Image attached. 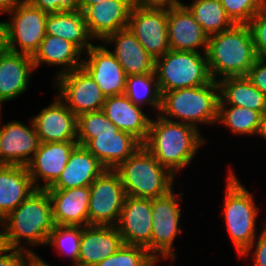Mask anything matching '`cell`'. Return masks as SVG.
Listing matches in <instances>:
<instances>
[{"instance_id": "cell-7", "label": "cell", "mask_w": 266, "mask_h": 266, "mask_svg": "<svg viewBox=\"0 0 266 266\" xmlns=\"http://www.w3.org/2000/svg\"><path fill=\"white\" fill-rule=\"evenodd\" d=\"M115 171L119 174L126 196L154 199L174 189L176 176L141 145Z\"/></svg>"}, {"instance_id": "cell-27", "label": "cell", "mask_w": 266, "mask_h": 266, "mask_svg": "<svg viewBox=\"0 0 266 266\" xmlns=\"http://www.w3.org/2000/svg\"><path fill=\"white\" fill-rule=\"evenodd\" d=\"M106 168L83 145L77 144L65 169L58 179L47 189H70L90 186Z\"/></svg>"}, {"instance_id": "cell-36", "label": "cell", "mask_w": 266, "mask_h": 266, "mask_svg": "<svg viewBox=\"0 0 266 266\" xmlns=\"http://www.w3.org/2000/svg\"><path fill=\"white\" fill-rule=\"evenodd\" d=\"M227 16L234 24H248L266 6V0H220Z\"/></svg>"}, {"instance_id": "cell-47", "label": "cell", "mask_w": 266, "mask_h": 266, "mask_svg": "<svg viewBox=\"0 0 266 266\" xmlns=\"http://www.w3.org/2000/svg\"><path fill=\"white\" fill-rule=\"evenodd\" d=\"M103 1H106V0H80L79 10L83 11L87 6H91V5H94L96 3L103 2Z\"/></svg>"}, {"instance_id": "cell-6", "label": "cell", "mask_w": 266, "mask_h": 266, "mask_svg": "<svg viewBox=\"0 0 266 266\" xmlns=\"http://www.w3.org/2000/svg\"><path fill=\"white\" fill-rule=\"evenodd\" d=\"M219 87L217 81L163 92L159 115L175 122L192 125L199 132L200 125L217 123Z\"/></svg>"}, {"instance_id": "cell-19", "label": "cell", "mask_w": 266, "mask_h": 266, "mask_svg": "<svg viewBox=\"0 0 266 266\" xmlns=\"http://www.w3.org/2000/svg\"><path fill=\"white\" fill-rule=\"evenodd\" d=\"M133 0H106L87 6L83 11L89 34L97 42L126 29Z\"/></svg>"}, {"instance_id": "cell-15", "label": "cell", "mask_w": 266, "mask_h": 266, "mask_svg": "<svg viewBox=\"0 0 266 266\" xmlns=\"http://www.w3.org/2000/svg\"><path fill=\"white\" fill-rule=\"evenodd\" d=\"M82 67L92 76L106 96L123 95L126 88L125 71L109 47L103 42L85 52Z\"/></svg>"}, {"instance_id": "cell-24", "label": "cell", "mask_w": 266, "mask_h": 266, "mask_svg": "<svg viewBox=\"0 0 266 266\" xmlns=\"http://www.w3.org/2000/svg\"><path fill=\"white\" fill-rule=\"evenodd\" d=\"M103 43L106 46L114 45L111 52L127 76L155 73L154 58L146 52L128 28L109 35Z\"/></svg>"}, {"instance_id": "cell-1", "label": "cell", "mask_w": 266, "mask_h": 266, "mask_svg": "<svg viewBox=\"0 0 266 266\" xmlns=\"http://www.w3.org/2000/svg\"><path fill=\"white\" fill-rule=\"evenodd\" d=\"M54 226L49 194L46 189H36L3 218L1 245L37 255L32 249L40 245L46 246Z\"/></svg>"}, {"instance_id": "cell-28", "label": "cell", "mask_w": 266, "mask_h": 266, "mask_svg": "<svg viewBox=\"0 0 266 266\" xmlns=\"http://www.w3.org/2000/svg\"><path fill=\"white\" fill-rule=\"evenodd\" d=\"M36 188L26 166L0 167V216L5 218Z\"/></svg>"}, {"instance_id": "cell-17", "label": "cell", "mask_w": 266, "mask_h": 266, "mask_svg": "<svg viewBox=\"0 0 266 266\" xmlns=\"http://www.w3.org/2000/svg\"><path fill=\"white\" fill-rule=\"evenodd\" d=\"M167 35L170 50L207 51L209 36L184 4L167 7Z\"/></svg>"}, {"instance_id": "cell-21", "label": "cell", "mask_w": 266, "mask_h": 266, "mask_svg": "<svg viewBox=\"0 0 266 266\" xmlns=\"http://www.w3.org/2000/svg\"><path fill=\"white\" fill-rule=\"evenodd\" d=\"M101 111L120 131L132 134L142 144L146 141L152 117L125 94L106 97Z\"/></svg>"}, {"instance_id": "cell-20", "label": "cell", "mask_w": 266, "mask_h": 266, "mask_svg": "<svg viewBox=\"0 0 266 266\" xmlns=\"http://www.w3.org/2000/svg\"><path fill=\"white\" fill-rule=\"evenodd\" d=\"M29 126L12 120L0 126V146L6 165L26 166L38 150L40 141L32 120Z\"/></svg>"}, {"instance_id": "cell-48", "label": "cell", "mask_w": 266, "mask_h": 266, "mask_svg": "<svg viewBox=\"0 0 266 266\" xmlns=\"http://www.w3.org/2000/svg\"><path fill=\"white\" fill-rule=\"evenodd\" d=\"M2 233H3V218L0 216V243L2 241Z\"/></svg>"}, {"instance_id": "cell-45", "label": "cell", "mask_w": 266, "mask_h": 266, "mask_svg": "<svg viewBox=\"0 0 266 266\" xmlns=\"http://www.w3.org/2000/svg\"><path fill=\"white\" fill-rule=\"evenodd\" d=\"M6 50V35L4 21L0 20V55Z\"/></svg>"}, {"instance_id": "cell-14", "label": "cell", "mask_w": 266, "mask_h": 266, "mask_svg": "<svg viewBox=\"0 0 266 266\" xmlns=\"http://www.w3.org/2000/svg\"><path fill=\"white\" fill-rule=\"evenodd\" d=\"M152 199L126 196L116 227L123 244L141 246L151 254Z\"/></svg>"}, {"instance_id": "cell-9", "label": "cell", "mask_w": 266, "mask_h": 266, "mask_svg": "<svg viewBox=\"0 0 266 266\" xmlns=\"http://www.w3.org/2000/svg\"><path fill=\"white\" fill-rule=\"evenodd\" d=\"M184 193L171 190L168 194L152 199L151 255L155 259H178L174 242L182 233L180 227L181 201Z\"/></svg>"}, {"instance_id": "cell-26", "label": "cell", "mask_w": 266, "mask_h": 266, "mask_svg": "<svg viewBox=\"0 0 266 266\" xmlns=\"http://www.w3.org/2000/svg\"><path fill=\"white\" fill-rule=\"evenodd\" d=\"M83 52L73 43L53 35H45L38 50L32 56L35 70L43 64L57 66L56 75L52 78L82 67Z\"/></svg>"}, {"instance_id": "cell-46", "label": "cell", "mask_w": 266, "mask_h": 266, "mask_svg": "<svg viewBox=\"0 0 266 266\" xmlns=\"http://www.w3.org/2000/svg\"><path fill=\"white\" fill-rule=\"evenodd\" d=\"M257 137L264 138L266 141V112H264L261 116L260 129Z\"/></svg>"}, {"instance_id": "cell-13", "label": "cell", "mask_w": 266, "mask_h": 266, "mask_svg": "<svg viewBox=\"0 0 266 266\" xmlns=\"http://www.w3.org/2000/svg\"><path fill=\"white\" fill-rule=\"evenodd\" d=\"M127 28L154 60L170 50L167 35V7L133 5Z\"/></svg>"}, {"instance_id": "cell-35", "label": "cell", "mask_w": 266, "mask_h": 266, "mask_svg": "<svg viewBox=\"0 0 266 266\" xmlns=\"http://www.w3.org/2000/svg\"><path fill=\"white\" fill-rule=\"evenodd\" d=\"M154 260L146 248L123 244L114 254L96 266H150Z\"/></svg>"}, {"instance_id": "cell-43", "label": "cell", "mask_w": 266, "mask_h": 266, "mask_svg": "<svg viewBox=\"0 0 266 266\" xmlns=\"http://www.w3.org/2000/svg\"><path fill=\"white\" fill-rule=\"evenodd\" d=\"M22 0H0V14H8L13 10Z\"/></svg>"}, {"instance_id": "cell-23", "label": "cell", "mask_w": 266, "mask_h": 266, "mask_svg": "<svg viewBox=\"0 0 266 266\" xmlns=\"http://www.w3.org/2000/svg\"><path fill=\"white\" fill-rule=\"evenodd\" d=\"M34 70L32 56L6 49L0 55V97L9 102L23 95Z\"/></svg>"}, {"instance_id": "cell-29", "label": "cell", "mask_w": 266, "mask_h": 266, "mask_svg": "<svg viewBox=\"0 0 266 266\" xmlns=\"http://www.w3.org/2000/svg\"><path fill=\"white\" fill-rule=\"evenodd\" d=\"M45 29L47 35L61 37L75 44L83 53L96 44L80 10L48 14Z\"/></svg>"}, {"instance_id": "cell-12", "label": "cell", "mask_w": 266, "mask_h": 266, "mask_svg": "<svg viewBox=\"0 0 266 266\" xmlns=\"http://www.w3.org/2000/svg\"><path fill=\"white\" fill-rule=\"evenodd\" d=\"M53 82L57 96L77 117L102 110L106 96L83 67L64 73Z\"/></svg>"}, {"instance_id": "cell-34", "label": "cell", "mask_w": 266, "mask_h": 266, "mask_svg": "<svg viewBox=\"0 0 266 266\" xmlns=\"http://www.w3.org/2000/svg\"><path fill=\"white\" fill-rule=\"evenodd\" d=\"M82 226L56 225L51 230L46 246H52L60 256L67 255L72 266H78ZM71 266V265H70Z\"/></svg>"}, {"instance_id": "cell-44", "label": "cell", "mask_w": 266, "mask_h": 266, "mask_svg": "<svg viewBox=\"0 0 266 266\" xmlns=\"http://www.w3.org/2000/svg\"><path fill=\"white\" fill-rule=\"evenodd\" d=\"M25 266H51L45 259L39 255H31L26 262Z\"/></svg>"}, {"instance_id": "cell-32", "label": "cell", "mask_w": 266, "mask_h": 266, "mask_svg": "<svg viewBox=\"0 0 266 266\" xmlns=\"http://www.w3.org/2000/svg\"><path fill=\"white\" fill-rule=\"evenodd\" d=\"M184 5L208 36L230 29L234 25L219 0H192L191 4Z\"/></svg>"}, {"instance_id": "cell-30", "label": "cell", "mask_w": 266, "mask_h": 266, "mask_svg": "<svg viewBox=\"0 0 266 266\" xmlns=\"http://www.w3.org/2000/svg\"><path fill=\"white\" fill-rule=\"evenodd\" d=\"M219 87L218 105L246 107L266 112V97L246 76L225 77L217 81Z\"/></svg>"}, {"instance_id": "cell-42", "label": "cell", "mask_w": 266, "mask_h": 266, "mask_svg": "<svg viewBox=\"0 0 266 266\" xmlns=\"http://www.w3.org/2000/svg\"><path fill=\"white\" fill-rule=\"evenodd\" d=\"M135 5H142V6H177L182 5L181 0H133Z\"/></svg>"}, {"instance_id": "cell-38", "label": "cell", "mask_w": 266, "mask_h": 266, "mask_svg": "<svg viewBox=\"0 0 266 266\" xmlns=\"http://www.w3.org/2000/svg\"><path fill=\"white\" fill-rule=\"evenodd\" d=\"M262 229L252 244L239 256L243 259H253L252 266H266V221H263ZM250 255L253 257H250Z\"/></svg>"}, {"instance_id": "cell-49", "label": "cell", "mask_w": 266, "mask_h": 266, "mask_svg": "<svg viewBox=\"0 0 266 266\" xmlns=\"http://www.w3.org/2000/svg\"><path fill=\"white\" fill-rule=\"evenodd\" d=\"M162 261V259H155L151 264H150V266H161V263H159V262H161ZM160 264V265H159Z\"/></svg>"}, {"instance_id": "cell-11", "label": "cell", "mask_w": 266, "mask_h": 266, "mask_svg": "<svg viewBox=\"0 0 266 266\" xmlns=\"http://www.w3.org/2000/svg\"><path fill=\"white\" fill-rule=\"evenodd\" d=\"M89 189L88 225L116 226L126 198L119 174L106 169Z\"/></svg>"}, {"instance_id": "cell-31", "label": "cell", "mask_w": 266, "mask_h": 266, "mask_svg": "<svg viewBox=\"0 0 266 266\" xmlns=\"http://www.w3.org/2000/svg\"><path fill=\"white\" fill-rule=\"evenodd\" d=\"M261 114L246 107L218 105L217 123L227 127L234 135L257 136Z\"/></svg>"}, {"instance_id": "cell-3", "label": "cell", "mask_w": 266, "mask_h": 266, "mask_svg": "<svg viewBox=\"0 0 266 266\" xmlns=\"http://www.w3.org/2000/svg\"><path fill=\"white\" fill-rule=\"evenodd\" d=\"M77 143L110 170H115L142 145L132 134L120 131L101 110L77 117Z\"/></svg>"}, {"instance_id": "cell-33", "label": "cell", "mask_w": 266, "mask_h": 266, "mask_svg": "<svg viewBox=\"0 0 266 266\" xmlns=\"http://www.w3.org/2000/svg\"><path fill=\"white\" fill-rule=\"evenodd\" d=\"M134 104L150 107L156 114L161 108V97L155 73L128 75L124 93ZM149 105V106H148Z\"/></svg>"}, {"instance_id": "cell-4", "label": "cell", "mask_w": 266, "mask_h": 266, "mask_svg": "<svg viewBox=\"0 0 266 266\" xmlns=\"http://www.w3.org/2000/svg\"><path fill=\"white\" fill-rule=\"evenodd\" d=\"M206 55L214 81L246 76L258 58L248 24H234L230 29L209 36Z\"/></svg>"}, {"instance_id": "cell-41", "label": "cell", "mask_w": 266, "mask_h": 266, "mask_svg": "<svg viewBox=\"0 0 266 266\" xmlns=\"http://www.w3.org/2000/svg\"><path fill=\"white\" fill-rule=\"evenodd\" d=\"M30 256V253L23 250L1 247L0 266H25Z\"/></svg>"}, {"instance_id": "cell-40", "label": "cell", "mask_w": 266, "mask_h": 266, "mask_svg": "<svg viewBox=\"0 0 266 266\" xmlns=\"http://www.w3.org/2000/svg\"><path fill=\"white\" fill-rule=\"evenodd\" d=\"M246 77L266 97V58H257Z\"/></svg>"}, {"instance_id": "cell-10", "label": "cell", "mask_w": 266, "mask_h": 266, "mask_svg": "<svg viewBox=\"0 0 266 266\" xmlns=\"http://www.w3.org/2000/svg\"><path fill=\"white\" fill-rule=\"evenodd\" d=\"M5 19L6 49L33 56L46 35L47 13L22 0Z\"/></svg>"}, {"instance_id": "cell-5", "label": "cell", "mask_w": 266, "mask_h": 266, "mask_svg": "<svg viewBox=\"0 0 266 266\" xmlns=\"http://www.w3.org/2000/svg\"><path fill=\"white\" fill-rule=\"evenodd\" d=\"M225 180L222 218L229 239L240 256L257 238V219L260 208L255 195L247 189L231 166Z\"/></svg>"}, {"instance_id": "cell-51", "label": "cell", "mask_w": 266, "mask_h": 266, "mask_svg": "<svg viewBox=\"0 0 266 266\" xmlns=\"http://www.w3.org/2000/svg\"><path fill=\"white\" fill-rule=\"evenodd\" d=\"M6 166V164L3 162L2 154H1V146H0V167Z\"/></svg>"}, {"instance_id": "cell-16", "label": "cell", "mask_w": 266, "mask_h": 266, "mask_svg": "<svg viewBox=\"0 0 266 266\" xmlns=\"http://www.w3.org/2000/svg\"><path fill=\"white\" fill-rule=\"evenodd\" d=\"M77 144V141L39 144L38 150L26 165L36 189H47L58 179Z\"/></svg>"}, {"instance_id": "cell-2", "label": "cell", "mask_w": 266, "mask_h": 266, "mask_svg": "<svg viewBox=\"0 0 266 266\" xmlns=\"http://www.w3.org/2000/svg\"><path fill=\"white\" fill-rule=\"evenodd\" d=\"M204 138L192 125L155 114L150 121L148 137L142 145L161 165L177 176L193 162L198 150L207 143Z\"/></svg>"}, {"instance_id": "cell-50", "label": "cell", "mask_w": 266, "mask_h": 266, "mask_svg": "<svg viewBox=\"0 0 266 266\" xmlns=\"http://www.w3.org/2000/svg\"><path fill=\"white\" fill-rule=\"evenodd\" d=\"M3 103H6V102L0 97V123H2L1 122V120H2L1 116H2V106H3L2 104Z\"/></svg>"}, {"instance_id": "cell-39", "label": "cell", "mask_w": 266, "mask_h": 266, "mask_svg": "<svg viewBox=\"0 0 266 266\" xmlns=\"http://www.w3.org/2000/svg\"><path fill=\"white\" fill-rule=\"evenodd\" d=\"M33 6L47 14L79 10L80 0H28Z\"/></svg>"}, {"instance_id": "cell-22", "label": "cell", "mask_w": 266, "mask_h": 266, "mask_svg": "<svg viewBox=\"0 0 266 266\" xmlns=\"http://www.w3.org/2000/svg\"><path fill=\"white\" fill-rule=\"evenodd\" d=\"M123 245L116 226H82L78 266H96Z\"/></svg>"}, {"instance_id": "cell-37", "label": "cell", "mask_w": 266, "mask_h": 266, "mask_svg": "<svg viewBox=\"0 0 266 266\" xmlns=\"http://www.w3.org/2000/svg\"><path fill=\"white\" fill-rule=\"evenodd\" d=\"M257 57L266 58V6L258 11L248 23Z\"/></svg>"}, {"instance_id": "cell-25", "label": "cell", "mask_w": 266, "mask_h": 266, "mask_svg": "<svg viewBox=\"0 0 266 266\" xmlns=\"http://www.w3.org/2000/svg\"><path fill=\"white\" fill-rule=\"evenodd\" d=\"M56 225L88 226L89 186L70 189H46Z\"/></svg>"}, {"instance_id": "cell-18", "label": "cell", "mask_w": 266, "mask_h": 266, "mask_svg": "<svg viewBox=\"0 0 266 266\" xmlns=\"http://www.w3.org/2000/svg\"><path fill=\"white\" fill-rule=\"evenodd\" d=\"M54 102L31 117L40 143L77 141V116L55 94Z\"/></svg>"}, {"instance_id": "cell-8", "label": "cell", "mask_w": 266, "mask_h": 266, "mask_svg": "<svg viewBox=\"0 0 266 266\" xmlns=\"http://www.w3.org/2000/svg\"><path fill=\"white\" fill-rule=\"evenodd\" d=\"M155 74L161 94L210 83L206 53L194 51H167L155 60Z\"/></svg>"}]
</instances>
